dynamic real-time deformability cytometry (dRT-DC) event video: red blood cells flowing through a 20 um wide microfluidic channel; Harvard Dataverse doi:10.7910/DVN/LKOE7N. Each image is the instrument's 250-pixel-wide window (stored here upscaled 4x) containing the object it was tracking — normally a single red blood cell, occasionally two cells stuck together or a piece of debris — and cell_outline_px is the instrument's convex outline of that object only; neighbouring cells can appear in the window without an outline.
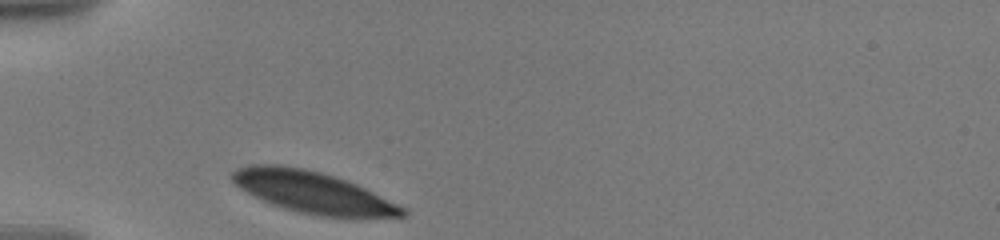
{"species": "human", "species_latin": "Homo sapiens", "temperature_condition": "warm", "stored_images_in_passage": 2, "camera_frame_rate_fps": 3000, "um_per_image_px": 0.085, "donor": {"sex": "male"}, "frame": {"image": 1, "passage_image": 1, "time_ms": 0.0, "image_size_px": [1000, 240], "cell_outline_px": [[408, 216], [356, 220], [320, 216], [300, 212], [284, 208], [272, 204], [240, 188], [232, 180], [232, 172], [236, 168], [252, 164], [280, 164], [304, 168], [320, 172], [348, 180], [404, 208], [408, 212]], "centroid_in_image_um": [26.66, 16.37], "position_along_channel_um": 58.3, "area_um2": 41.73}}